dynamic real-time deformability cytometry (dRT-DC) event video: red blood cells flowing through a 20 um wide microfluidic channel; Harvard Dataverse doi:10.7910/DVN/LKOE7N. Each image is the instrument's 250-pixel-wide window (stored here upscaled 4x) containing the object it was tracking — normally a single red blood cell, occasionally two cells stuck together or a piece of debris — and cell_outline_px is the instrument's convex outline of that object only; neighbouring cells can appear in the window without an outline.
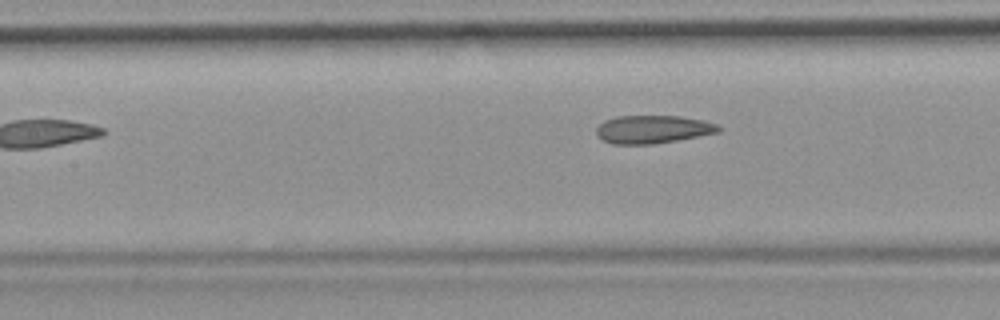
{"species": "common noctule bat (a hibernating species)", "species_latin": "Nyctalus noctula", "temperature_condition": "room temperature", "stored_images_in_passage": 6, "camera_frame_rate_fps": 3000, "um_per_image_px": 0.085, "animal": {"sex": "female", "body_mass_g": 19.9}, "frame": {"image": 1, "passage_image": 6, "time_ms": 1.667, "image_size_px": [1000, 320], "cell_outline_px": [[720, 132], [676, 140], [652, 144], [612, 144], [596, 136], [596, 128], [604, 120], [616, 116], [680, 116], [704, 120], [716, 124], [720, 128]], "centroid_in_image_um": [55.46, 10.99], "position_along_channel_um": 151.9, "area_um2": 19.94}}